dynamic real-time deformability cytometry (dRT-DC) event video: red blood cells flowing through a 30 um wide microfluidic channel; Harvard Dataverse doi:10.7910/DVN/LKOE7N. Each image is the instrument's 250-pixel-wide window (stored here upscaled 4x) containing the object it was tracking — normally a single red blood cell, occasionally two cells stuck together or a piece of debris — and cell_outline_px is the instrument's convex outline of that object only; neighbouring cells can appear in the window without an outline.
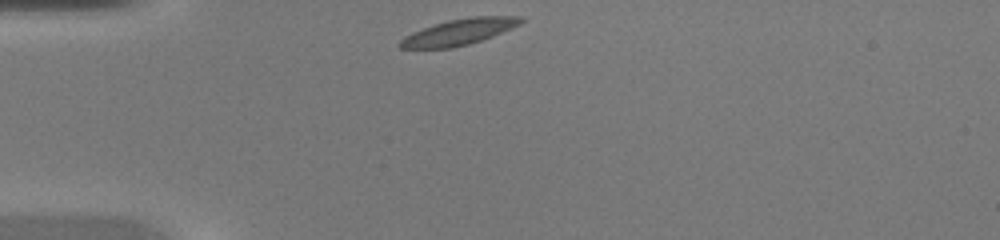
{"species": "common noctule bat (a hibernating species)", "species_latin": "Nyctalus noctula", "temperature_condition": "warm", "stored_images_in_passage": 29, "camera_frame_rate_fps": 3000, "um_per_image_px": 0.085, "animal": {"sex": "female", "body_mass_g": 20.0, "forearm_length_mm": 54.0}, "frame": {"image": 1, "passage_image": 1, "time_ms": 0.0, "image_size_px": [1000, 240], "cell_outline_px": [[528, 20], [512, 28], [492, 36], [468, 44], [452, 48], [400, 48], [396, 44], [404, 36], [412, 32], [448, 20], [472, 16], [524, 16]], "centroid_in_image_um": [39.05, 2.7], "position_along_channel_um": 45.9, "area_um2": 18.32}}
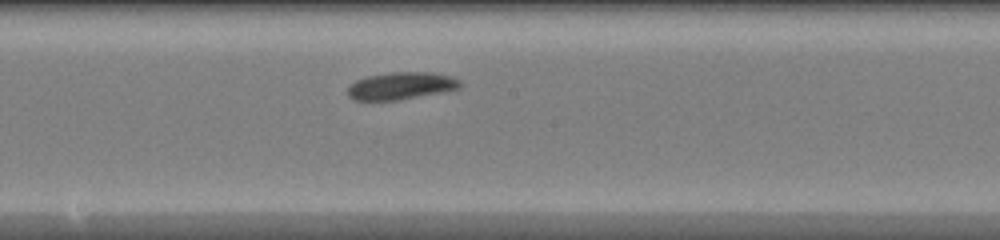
{"frame": {"image": 2, "passage_image": 14, "time_ms": 4.333, "image_size_px": [1000, 240], "cell_outline_px": [[464, 84], [460, 88], [444, 92], [400, 100], [352, 100], [348, 96], [348, 88], [356, 80], [368, 76], [392, 72], [428, 72], [452, 76], [460, 80]], "centroid_in_image_um": [34.14, 7.3], "position_along_channel_um": 214.1, "area_um2": 18.03}}
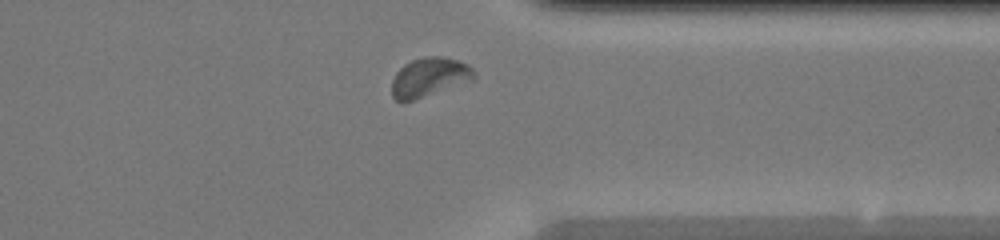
{"frame": {"image": 3, "passage_image": 25, "time_ms": 8.0, "image_size_px": [1000, 240], "cell_outline_px": [[476, 76], [472, 80], [412, 100], [396, 100], [392, 96], [392, 80], [396, 72], [404, 64], [412, 60], [424, 56], [440, 56], [456, 60], [468, 64], [476, 72]], "centroid_in_image_um": [36.49, 6.53], "position_along_channel_um": 374.9, "area_um2": 18.44}}